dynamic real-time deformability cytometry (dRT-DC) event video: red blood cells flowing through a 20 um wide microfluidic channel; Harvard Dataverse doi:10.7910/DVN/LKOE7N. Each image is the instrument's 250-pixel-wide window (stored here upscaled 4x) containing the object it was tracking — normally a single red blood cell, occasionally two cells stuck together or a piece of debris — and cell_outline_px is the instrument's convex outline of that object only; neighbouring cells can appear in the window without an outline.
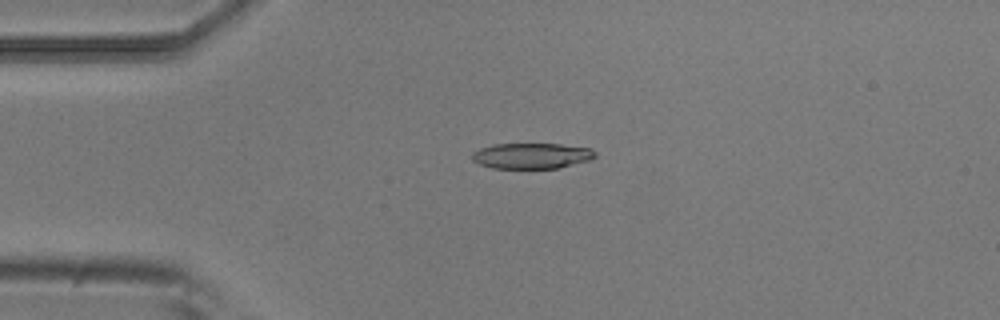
{"species": "common noctule bat (a hibernating species)", "species_latin": "Nyctalus noctula", "temperature_condition": "room temperature", "stored_images_in_passage": 2, "camera_frame_rate_fps": 3000, "um_per_image_px": 0.085, "animal": {"sex": "male", "body_mass_g": 20.5, "forearm_length_mm": 52.5}, "frame": {"image": 1, "passage_image": 1, "time_ms": 0.0, "image_size_px": [1000, 320], "cell_outline_px": [[596, 156], [588, 160], [560, 168], [492, 168], [480, 164], [472, 160], [472, 152], [480, 148], [492, 144], [560, 144], [592, 148], [596, 152]], "centroid_in_image_um": [45.19, 13.24], "position_along_channel_um": 39.8, "area_um2": 18.44}}